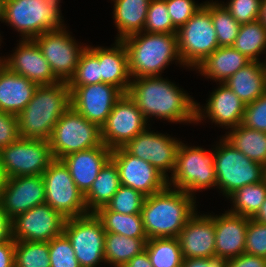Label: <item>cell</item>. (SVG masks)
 Returning <instances> with one entry per match:
<instances>
[{"label": "cell", "mask_w": 266, "mask_h": 267, "mask_svg": "<svg viewBox=\"0 0 266 267\" xmlns=\"http://www.w3.org/2000/svg\"><path fill=\"white\" fill-rule=\"evenodd\" d=\"M127 93L149 123L154 118L176 124L196 123L197 101L167 78L151 76L131 79Z\"/></svg>", "instance_id": "6da1fadb"}, {"label": "cell", "mask_w": 266, "mask_h": 267, "mask_svg": "<svg viewBox=\"0 0 266 267\" xmlns=\"http://www.w3.org/2000/svg\"><path fill=\"white\" fill-rule=\"evenodd\" d=\"M196 200L185 191L170 186L146 196L141 215L147 238H177L197 211Z\"/></svg>", "instance_id": "7a4b0ae2"}, {"label": "cell", "mask_w": 266, "mask_h": 267, "mask_svg": "<svg viewBox=\"0 0 266 267\" xmlns=\"http://www.w3.org/2000/svg\"><path fill=\"white\" fill-rule=\"evenodd\" d=\"M126 47L131 79L162 76L170 64L186 67L178 51L177 34L139 32L121 40Z\"/></svg>", "instance_id": "3957f363"}, {"label": "cell", "mask_w": 266, "mask_h": 267, "mask_svg": "<svg viewBox=\"0 0 266 267\" xmlns=\"http://www.w3.org/2000/svg\"><path fill=\"white\" fill-rule=\"evenodd\" d=\"M70 106L67 82L38 86L30 102L17 115L19 136L49 140L55 124Z\"/></svg>", "instance_id": "277c9868"}, {"label": "cell", "mask_w": 266, "mask_h": 267, "mask_svg": "<svg viewBox=\"0 0 266 267\" xmlns=\"http://www.w3.org/2000/svg\"><path fill=\"white\" fill-rule=\"evenodd\" d=\"M214 147L204 149L180 142L175 169L168 177V186L183 190L196 198V192L216 188Z\"/></svg>", "instance_id": "5b68a950"}, {"label": "cell", "mask_w": 266, "mask_h": 267, "mask_svg": "<svg viewBox=\"0 0 266 267\" xmlns=\"http://www.w3.org/2000/svg\"><path fill=\"white\" fill-rule=\"evenodd\" d=\"M214 146L216 188L224 197L237 189L265 179V167L246 157L223 136Z\"/></svg>", "instance_id": "8992f818"}, {"label": "cell", "mask_w": 266, "mask_h": 267, "mask_svg": "<svg viewBox=\"0 0 266 267\" xmlns=\"http://www.w3.org/2000/svg\"><path fill=\"white\" fill-rule=\"evenodd\" d=\"M48 141L53 158L58 160L73 152L103 145L101 127L71 106L55 124Z\"/></svg>", "instance_id": "52a82bcc"}, {"label": "cell", "mask_w": 266, "mask_h": 267, "mask_svg": "<svg viewBox=\"0 0 266 267\" xmlns=\"http://www.w3.org/2000/svg\"><path fill=\"white\" fill-rule=\"evenodd\" d=\"M176 34L180 58L189 70L195 71L219 47L210 11L204 5Z\"/></svg>", "instance_id": "ba28073f"}, {"label": "cell", "mask_w": 266, "mask_h": 267, "mask_svg": "<svg viewBox=\"0 0 266 267\" xmlns=\"http://www.w3.org/2000/svg\"><path fill=\"white\" fill-rule=\"evenodd\" d=\"M3 23L17 31L21 40L67 25L43 0H5Z\"/></svg>", "instance_id": "9c48e42d"}, {"label": "cell", "mask_w": 266, "mask_h": 267, "mask_svg": "<svg viewBox=\"0 0 266 267\" xmlns=\"http://www.w3.org/2000/svg\"><path fill=\"white\" fill-rule=\"evenodd\" d=\"M53 160L48 140L19 137L0 149V170L6 178L42 175Z\"/></svg>", "instance_id": "30bf717a"}, {"label": "cell", "mask_w": 266, "mask_h": 267, "mask_svg": "<svg viewBox=\"0 0 266 267\" xmlns=\"http://www.w3.org/2000/svg\"><path fill=\"white\" fill-rule=\"evenodd\" d=\"M63 233L70 240L80 267H99L105 262L104 243L106 232L95 213L67 218Z\"/></svg>", "instance_id": "8fae6325"}, {"label": "cell", "mask_w": 266, "mask_h": 267, "mask_svg": "<svg viewBox=\"0 0 266 267\" xmlns=\"http://www.w3.org/2000/svg\"><path fill=\"white\" fill-rule=\"evenodd\" d=\"M42 175L46 204L66 219L88 214L84 195L61 160L54 159Z\"/></svg>", "instance_id": "7c38bea8"}, {"label": "cell", "mask_w": 266, "mask_h": 267, "mask_svg": "<svg viewBox=\"0 0 266 267\" xmlns=\"http://www.w3.org/2000/svg\"><path fill=\"white\" fill-rule=\"evenodd\" d=\"M45 32L33 40L48 61L51 71L60 82H67L73 77L82 51L86 48L72 37L66 29Z\"/></svg>", "instance_id": "4fadbf2b"}, {"label": "cell", "mask_w": 266, "mask_h": 267, "mask_svg": "<svg viewBox=\"0 0 266 267\" xmlns=\"http://www.w3.org/2000/svg\"><path fill=\"white\" fill-rule=\"evenodd\" d=\"M149 125L135 101L124 93L101 127L103 144L111 150L124 147Z\"/></svg>", "instance_id": "5bb4252c"}, {"label": "cell", "mask_w": 266, "mask_h": 267, "mask_svg": "<svg viewBox=\"0 0 266 267\" xmlns=\"http://www.w3.org/2000/svg\"><path fill=\"white\" fill-rule=\"evenodd\" d=\"M180 142L179 139L169 134L151 131V127L148 126L129 141L124 148L131 155L149 162L168 178L175 169Z\"/></svg>", "instance_id": "9a60e30c"}, {"label": "cell", "mask_w": 266, "mask_h": 267, "mask_svg": "<svg viewBox=\"0 0 266 267\" xmlns=\"http://www.w3.org/2000/svg\"><path fill=\"white\" fill-rule=\"evenodd\" d=\"M111 160L116 164L121 185L131 187L145 196L162 191L168 178L149 162L131 155L124 147L112 150Z\"/></svg>", "instance_id": "2e32d148"}, {"label": "cell", "mask_w": 266, "mask_h": 267, "mask_svg": "<svg viewBox=\"0 0 266 267\" xmlns=\"http://www.w3.org/2000/svg\"><path fill=\"white\" fill-rule=\"evenodd\" d=\"M66 218L44 203L12 219L15 241L49 242L64 231Z\"/></svg>", "instance_id": "e0dca14e"}, {"label": "cell", "mask_w": 266, "mask_h": 267, "mask_svg": "<svg viewBox=\"0 0 266 267\" xmlns=\"http://www.w3.org/2000/svg\"><path fill=\"white\" fill-rule=\"evenodd\" d=\"M71 107L89 122L100 127L106 122L115 103L124 94L110 84L95 83L85 86H69Z\"/></svg>", "instance_id": "ac0fdd59"}, {"label": "cell", "mask_w": 266, "mask_h": 267, "mask_svg": "<svg viewBox=\"0 0 266 267\" xmlns=\"http://www.w3.org/2000/svg\"><path fill=\"white\" fill-rule=\"evenodd\" d=\"M218 84L204 106L196 103L195 125L208 119L218 127L230 130L242 123L245 104L226 84Z\"/></svg>", "instance_id": "d6986e66"}, {"label": "cell", "mask_w": 266, "mask_h": 267, "mask_svg": "<svg viewBox=\"0 0 266 267\" xmlns=\"http://www.w3.org/2000/svg\"><path fill=\"white\" fill-rule=\"evenodd\" d=\"M13 53L6 54L3 64L38 86L57 84L60 81L51 71L48 61L33 39L19 40Z\"/></svg>", "instance_id": "ffe728a7"}, {"label": "cell", "mask_w": 266, "mask_h": 267, "mask_svg": "<svg viewBox=\"0 0 266 267\" xmlns=\"http://www.w3.org/2000/svg\"><path fill=\"white\" fill-rule=\"evenodd\" d=\"M45 203L43 175L6 178L0 207L14 219L17 215Z\"/></svg>", "instance_id": "44dd1931"}, {"label": "cell", "mask_w": 266, "mask_h": 267, "mask_svg": "<svg viewBox=\"0 0 266 267\" xmlns=\"http://www.w3.org/2000/svg\"><path fill=\"white\" fill-rule=\"evenodd\" d=\"M183 258H206L215 254L214 219L196 211L178 234Z\"/></svg>", "instance_id": "7402d4cb"}, {"label": "cell", "mask_w": 266, "mask_h": 267, "mask_svg": "<svg viewBox=\"0 0 266 267\" xmlns=\"http://www.w3.org/2000/svg\"><path fill=\"white\" fill-rule=\"evenodd\" d=\"M208 213L214 219L215 254L232 259L244 253L246 231L250 218L224 211Z\"/></svg>", "instance_id": "603a6c76"}, {"label": "cell", "mask_w": 266, "mask_h": 267, "mask_svg": "<svg viewBox=\"0 0 266 267\" xmlns=\"http://www.w3.org/2000/svg\"><path fill=\"white\" fill-rule=\"evenodd\" d=\"M112 150L106 145L73 152L60 160L68 168L78 189L85 195L96 180L100 170L111 159Z\"/></svg>", "instance_id": "cb8c5ba5"}, {"label": "cell", "mask_w": 266, "mask_h": 267, "mask_svg": "<svg viewBox=\"0 0 266 267\" xmlns=\"http://www.w3.org/2000/svg\"><path fill=\"white\" fill-rule=\"evenodd\" d=\"M37 87L3 64L0 67V111L18 115L30 102Z\"/></svg>", "instance_id": "d4e9b609"}, {"label": "cell", "mask_w": 266, "mask_h": 267, "mask_svg": "<svg viewBox=\"0 0 266 267\" xmlns=\"http://www.w3.org/2000/svg\"><path fill=\"white\" fill-rule=\"evenodd\" d=\"M99 63L102 82L119 88L123 93H127L131 77L127 50L123 42L115 40L111 47L99 46Z\"/></svg>", "instance_id": "484cf974"}, {"label": "cell", "mask_w": 266, "mask_h": 267, "mask_svg": "<svg viewBox=\"0 0 266 267\" xmlns=\"http://www.w3.org/2000/svg\"><path fill=\"white\" fill-rule=\"evenodd\" d=\"M250 62L249 58L233 46L218 47L195 70L205 79H211L216 84L217 82L224 83L230 76Z\"/></svg>", "instance_id": "4316f807"}, {"label": "cell", "mask_w": 266, "mask_h": 267, "mask_svg": "<svg viewBox=\"0 0 266 267\" xmlns=\"http://www.w3.org/2000/svg\"><path fill=\"white\" fill-rule=\"evenodd\" d=\"M245 104L254 102L266 91V63L251 61L225 82Z\"/></svg>", "instance_id": "83f0119b"}, {"label": "cell", "mask_w": 266, "mask_h": 267, "mask_svg": "<svg viewBox=\"0 0 266 267\" xmlns=\"http://www.w3.org/2000/svg\"><path fill=\"white\" fill-rule=\"evenodd\" d=\"M113 20L117 28L115 40L142 32L151 0H111Z\"/></svg>", "instance_id": "f1b7e54d"}, {"label": "cell", "mask_w": 266, "mask_h": 267, "mask_svg": "<svg viewBox=\"0 0 266 267\" xmlns=\"http://www.w3.org/2000/svg\"><path fill=\"white\" fill-rule=\"evenodd\" d=\"M121 186L116 164L110 159L100 170L90 190L84 195L88 213L106 206Z\"/></svg>", "instance_id": "f546056e"}, {"label": "cell", "mask_w": 266, "mask_h": 267, "mask_svg": "<svg viewBox=\"0 0 266 267\" xmlns=\"http://www.w3.org/2000/svg\"><path fill=\"white\" fill-rule=\"evenodd\" d=\"M250 160L266 167V132L238 125L222 135Z\"/></svg>", "instance_id": "4dcf8cb0"}, {"label": "cell", "mask_w": 266, "mask_h": 267, "mask_svg": "<svg viewBox=\"0 0 266 267\" xmlns=\"http://www.w3.org/2000/svg\"><path fill=\"white\" fill-rule=\"evenodd\" d=\"M148 238H132L106 232L104 243L105 262L111 267H123L134 256L145 250Z\"/></svg>", "instance_id": "1f68e13d"}, {"label": "cell", "mask_w": 266, "mask_h": 267, "mask_svg": "<svg viewBox=\"0 0 266 267\" xmlns=\"http://www.w3.org/2000/svg\"><path fill=\"white\" fill-rule=\"evenodd\" d=\"M95 214L102 222L105 232H112L132 238H147L141 213L121 214L104 206L99 208Z\"/></svg>", "instance_id": "d6a6232c"}, {"label": "cell", "mask_w": 266, "mask_h": 267, "mask_svg": "<svg viewBox=\"0 0 266 267\" xmlns=\"http://www.w3.org/2000/svg\"><path fill=\"white\" fill-rule=\"evenodd\" d=\"M233 47L251 61L266 63L260 58L266 54V27L259 20L240 25Z\"/></svg>", "instance_id": "836d02e7"}, {"label": "cell", "mask_w": 266, "mask_h": 267, "mask_svg": "<svg viewBox=\"0 0 266 267\" xmlns=\"http://www.w3.org/2000/svg\"><path fill=\"white\" fill-rule=\"evenodd\" d=\"M226 199L230 200V204H232L231 208H228V212L253 218L266 199V179L257 184L243 186Z\"/></svg>", "instance_id": "e575fe53"}, {"label": "cell", "mask_w": 266, "mask_h": 267, "mask_svg": "<svg viewBox=\"0 0 266 267\" xmlns=\"http://www.w3.org/2000/svg\"><path fill=\"white\" fill-rule=\"evenodd\" d=\"M145 251L153 267H182L183 256L177 238L148 239Z\"/></svg>", "instance_id": "d590c367"}, {"label": "cell", "mask_w": 266, "mask_h": 267, "mask_svg": "<svg viewBox=\"0 0 266 267\" xmlns=\"http://www.w3.org/2000/svg\"><path fill=\"white\" fill-rule=\"evenodd\" d=\"M203 5L210 11L219 47L233 46L240 24L217 0L205 1Z\"/></svg>", "instance_id": "8d00e7d4"}, {"label": "cell", "mask_w": 266, "mask_h": 267, "mask_svg": "<svg viewBox=\"0 0 266 267\" xmlns=\"http://www.w3.org/2000/svg\"><path fill=\"white\" fill-rule=\"evenodd\" d=\"M101 82L99 46L87 45L80 54L75 73L68 81V86H85Z\"/></svg>", "instance_id": "74e56055"}, {"label": "cell", "mask_w": 266, "mask_h": 267, "mask_svg": "<svg viewBox=\"0 0 266 267\" xmlns=\"http://www.w3.org/2000/svg\"><path fill=\"white\" fill-rule=\"evenodd\" d=\"M15 267H51L49 242L15 241Z\"/></svg>", "instance_id": "f35d334b"}, {"label": "cell", "mask_w": 266, "mask_h": 267, "mask_svg": "<svg viewBox=\"0 0 266 267\" xmlns=\"http://www.w3.org/2000/svg\"><path fill=\"white\" fill-rule=\"evenodd\" d=\"M143 31L165 34L177 33V29L173 26L168 13L165 0L150 1Z\"/></svg>", "instance_id": "ab89813d"}, {"label": "cell", "mask_w": 266, "mask_h": 267, "mask_svg": "<svg viewBox=\"0 0 266 267\" xmlns=\"http://www.w3.org/2000/svg\"><path fill=\"white\" fill-rule=\"evenodd\" d=\"M145 198L141 192L121 185L106 207L121 214H140Z\"/></svg>", "instance_id": "60d3db41"}, {"label": "cell", "mask_w": 266, "mask_h": 267, "mask_svg": "<svg viewBox=\"0 0 266 267\" xmlns=\"http://www.w3.org/2000/svg\"><path fill=\"white\" fill-rule=\"evenodd\" d=\"M49 256L51 267H80L72 244L64 233L49 241Z\"/></svg>", "instance_id": "b9f144b4"}, {"label": "cell", "mask_w": 266, "mask_h": 267, "mask_svg": "<svg viewBox=\"0 0 266 267\" xmlns=\"http://www.w3.org/2000/svg\"><path fill=\"white\" fill-rule=\"evenodd\" d=\"M262 0H230L220 3L242 25L257 21L260 15Z\"/></svg>", "instance_id": "7bdbcfd3"}, {"label": "cell", "mask_w": 266, "mask_h": 267, "mask_svg": "<svg viewBox=\"0 0 266 267\" xmlns=\"http://www.w3.org/2000/svg\"><path fill=\"white\" fill-rule=\"evenodd\" d=\"M244 253L266 258V224L250 218L246 231Z\"/></svg>", "instance_id": "ee69618b"}, {"label": "cell", "mask_w": 266, "mask_h": 267, "mask_svg": "<svg viewBox=\"0 0 266 267\" xmlns=\"http://www.w3.org/2000/svg\"><path fill=\"white\" fill-rule=\"evenodd\" d=\"M173 26L181 28L202 6L195 0H165Z\"/></svg>", "instance_id": "f6af8a7d"}, {"label": "cell", "mask_w": 266, "mask_h": 267, "mask_svg": "<svg viewBox=\"0 0 266 267\" xmlns=\"http://www.w3.org/2000/svg\"><path fill=\"white\" fill-rule=\"evenodd\" d=\"M241 125L260 132H266V91L254 102L245 105Z\"/></svg>", "instance_id": "bcb514c9"}, {"label": "cell", "mask_w": 266, "mask_h": 267, "mask_svg": "<svg viewBox=\"0 0 266 267\" xmlns=\"http://www.w3.org/2000/svg\"><path fill=\"white\" fill-rule=\"evenodd\" d=\"M17 115L0 111V149L19 138Z\"/></svg>", "instance_id": "7dc6e473"}, {"label": "cell", "mask_w": 266, "mask_h": 267, "mask_svg": "<svg viewBox=\"0 0 266 267\" xmlns=\"http://www.w3.org/2000/svg\"><path fill=\"white\" fill-rule=\"evenodd\" d=\"M228 259L219 255L206 258H183L182 267H227Z\"/></svg>", "instance_id": "c3c4849f"}, {"label": "cell", "mask_w": 266, "mask_h": 267, "mask_svg": "<svg viewBox=\"0 0 266 267\" xmlns=\"http://www.w3.org/2000/svg\"><path fill=\"white\" fill-rule=\"evenodd\" d=\"M227 267H266V258L243 253L229 259Z\"/></svg>", "instance_id": "681fc988"}, {"label": "cell", "mask_w": 266, "mask_h": 267, "mask_svg": "<svg viewBox=\"0 0 266 267\" xmlns=\"http://www.w3.org/2000/svg\"><path fill=\"white\" fill-rule=\"evenodd\" d=\"M15 241L0 243V267H14Z\"/></svg>", "instance_id": "f907efd6"}, {"label": "cell", "mask_w": 266, "mask_h": 267, "mask_svg": "<svg viewBox=\"0 0 266 267\" xmlns=\"http://www.w3.org/2000/svg\"><path fill=\"white\" fill-rule=\"evenodd\" d=\"M15 241L13 239L12 219L0 207V243Z\"/></svg>", "instance_id": "816d5d0a"}, {"label": "cell", "mask_w": 266, "mask_h": 267, "mask_svg": "<svg viewBox=\"0 0 266 267\" xmlns=\"http://www.w3.org/2000/svg\"><path fill=\"white\" fill-rule=\"evenodd\" d=\"M123 267H153L147 252L144 250L141 254L134 256Z\"/></svg>", "instance_id": "f5cc1de1"}, {"label": "cell", "mask_w": 266, "mask_h": 267, "mask_svg": "<svg viewBox=\"0 0 266 267\" xmlns=\"http://www.w3.org/2000/svg\"><path fill=\"white\" fill-rule=\"evenodd\" d=\"M47 5L48 7L54 11L63 21V17H62V11H61V0H43Z\"/></svg>", "instance_id": "db71d44e"}, {"label": "cell", "mask_w": 266, "mask_h": 267, "mask_svg": "<svg viewBox=\"0 0 266 267\" xmlns=\"http://www.w3.org/2000/svg\"><path fill=\"white\" fill-rule=\"evenodd\" d=\"M252 219L256 220L259 223L266 224V199L262 203L257 214Z\"/></svg>", "instance_id": "11a10c76"}, {"label": "cell", "mask_w": 266, "mask_h": 267, "mask_svg": "<svg viewBox=\"0 0 266 267\" xmlns=\"http://www.w3.org/2000/svg\"><path fill=\"white\" fill-rule=\"evenodd\" d=\"M266 27V0H262L258 19Z\"/></svg>", "instance_id": "9f6ffc18"}, {"label": "cell", "mask_w": 266, "mask_h": 267, "mask_svg": "<svg viewBox=\"0 0 266 267\" xmlns=\"http://www.w3.org/2000/svg\"><path fill=\"white\" fill-rule=\"evenodd\" d=\"M5 179H6V177H5L4 173L0 170V198H1L2 191H3Z\"/></svg>", "instance_id": "6f0895ef"}, {"label": "cell", "mask_w": 266, "mask_h": 267, "mask_svg": "<svg viewBox=\"0 0 266 267\" xmlns=\"http://www.w3.org/2000/svg\"><path fill=\"white\" fill-rule=\"evenodd\" d=\"M5 0H0V21L3 22Z\"/></svg>", "instance_id": "680465c9"}, {"label": "cell", "mask_w": 266, "mask_h": 267, "mask_svg": "<svg viewBox=\"0 0 266 267\" xmlns=\"http://www.w3.org/2000/svg\"><path fill=\"white\" fill-rule=\"evenodd\" d=\"M5 56H0V67L3 65V60Z\"/></svg>", "instance_id": "91938a15"}, {"label": "cell", "mask_w": 266, "mask_h": 267, "mask_svg": "<svg viewBox=\"0 0 266 267\" xmlns=\"http://www.w3.org/2000/svg\"><path fill=\"white\" fill-rule=\"evenodd\" d=\"M1 33V32H0ZM2 37L1 34H0V46H1V43H2ZM1 48V47H0Z\"/></svg>", "instance_id": "94428289"}]
</instances>
